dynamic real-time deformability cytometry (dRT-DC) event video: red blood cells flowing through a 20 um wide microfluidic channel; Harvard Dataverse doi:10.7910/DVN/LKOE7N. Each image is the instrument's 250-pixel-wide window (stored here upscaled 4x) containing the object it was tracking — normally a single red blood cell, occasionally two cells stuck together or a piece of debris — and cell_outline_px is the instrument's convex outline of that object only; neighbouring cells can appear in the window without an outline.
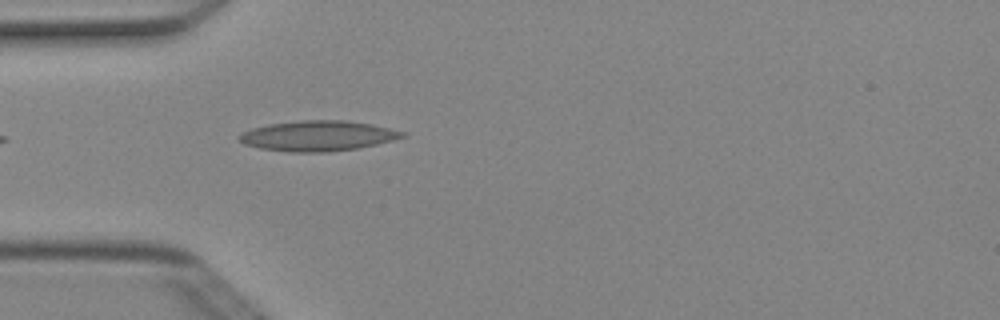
{"species": "Egyptian fruit bat (a non-hibernating species)", "species_latin": "Rousettus aegyptiacus", "temperature_condition": "cold", "stored_images_in_passage": 1, "camera_frame_rate_fps": 3000, "um_per_image_px": 0.085, "animal": {"sex": "female"}, "frame": {"image": 1, "passage_image": 1, "time_ms": 0.0, "image_size_px": [1000, 320], "cell_outline_px": [[404, 136], [392, 140], [376, 144], [356, 148], [324, 152], [292, 152], [260, 148], [244, 144], [236, 136], [240, 132], [252, 128], [268, 124], [300, 120], [344, 120], [372, 124], [404, 132]], "centroid_in_image_um": [26.95, 11.54], "position_along_channel_um": 58.1, "area_um2": 28.61}}